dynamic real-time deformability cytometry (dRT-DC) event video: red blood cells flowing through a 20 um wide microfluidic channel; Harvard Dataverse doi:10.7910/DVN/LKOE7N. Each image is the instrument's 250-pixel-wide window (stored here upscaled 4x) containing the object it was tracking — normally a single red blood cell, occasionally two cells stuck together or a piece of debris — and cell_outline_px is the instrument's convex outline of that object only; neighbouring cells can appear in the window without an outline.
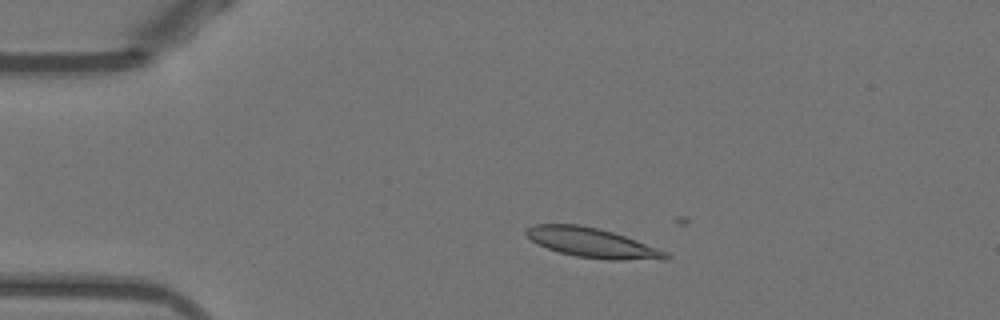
{"species": "Egyptian fruit bat (a non-hibernating species)", "species_latin": "Rousettus aegyptiacus", "temperature_condition": "warm", "stored_images_in_passage": 11, "camera_frame_rate_fps": 3000, "um_per_image_px": 0.085, "animal": {"sex": "female"}, "frame": {"image": 1, "passage_image": 9, "time_ms": 2.667, "image_size_px": [1000, 320], "cell_outline_px": [[672, 256], [664, 260], [608, 260], [576, 256], [560, 252], [548, 248], [532, 240], [524, 232], [524, 228], [536, 224], [580, 224], [600, 228], [636, 240], [668, 252]], "centroid_in_image_um": [50.37, 20.64], "position_along_channel_um": 34.6, "area_um2": 24.1}}